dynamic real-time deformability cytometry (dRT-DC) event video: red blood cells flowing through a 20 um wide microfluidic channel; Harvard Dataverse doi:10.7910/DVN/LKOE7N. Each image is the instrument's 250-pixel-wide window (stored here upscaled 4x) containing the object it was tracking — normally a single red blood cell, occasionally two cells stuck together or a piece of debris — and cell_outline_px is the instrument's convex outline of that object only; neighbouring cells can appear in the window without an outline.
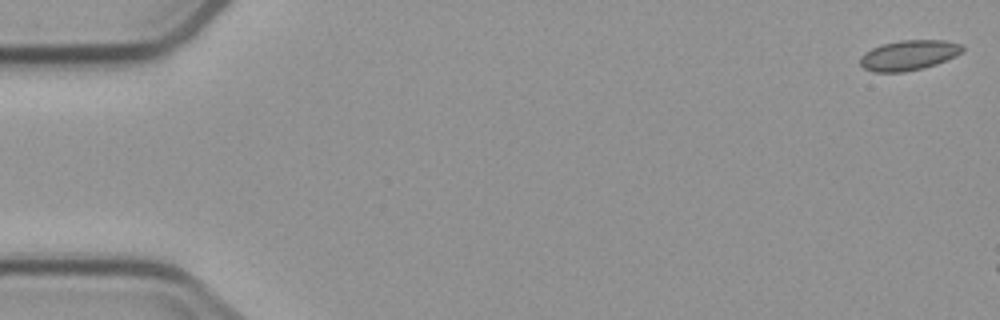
{"species": "common noctule bat (a hibernating species)", "species_latin": "Nyctalus noctula", "temperature_condition": "cold", "stored_images_in_passage": 8, "camera_frame_rate_fps": 3000, "um_per_image_px": 0.085, "animal": {"sex": "male", "body_mass_g": 23.1, "forearm_length_mm": 52.7}, "frame": {"image": 1, "passage_image": 1, "time_ms": 0.0, "image_size_px": [1000, 320], "cell_outline_px": [[964, 48], [956, 56], [936, 64], [924, 68], [904, 72], [872, 72], [864, 68], [860, 64], [860, 56], [864, 52], [880, 44], [900, 40], [944, 40], [964, 44]], "centroid_in_image_um": [77.23, 4.69], "position_along_channel_um": 7.8, "area_um2": 18.15}}
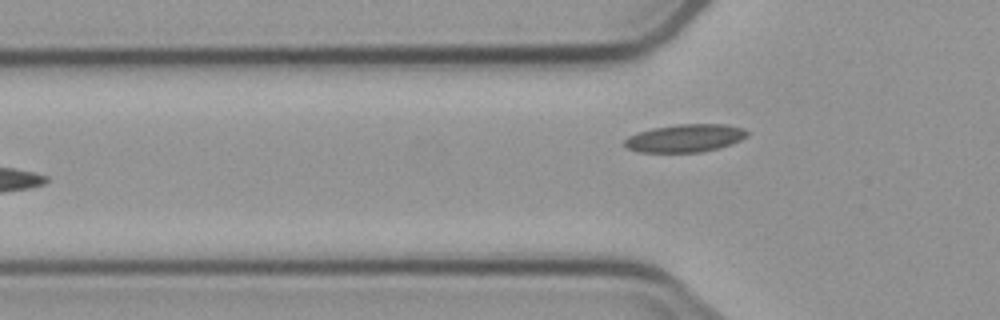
{"frame": {"image": 2, "passage_image": 8, "time_ms": 9.333, "image_size_px": [1000, 320], "cell_outline_px": [[748, 136], [732, 144], [700, 152], [636, 152], [624, 148], [624, 140], [628, 136], [636, 132], [652, 128], [676, 124], [724, 124], [744, 128], [748, 132]], "centroid_in_image_um": [58.18, 11.74], "position_along_channel_um": 67.6, "area_um2": 20.11}}